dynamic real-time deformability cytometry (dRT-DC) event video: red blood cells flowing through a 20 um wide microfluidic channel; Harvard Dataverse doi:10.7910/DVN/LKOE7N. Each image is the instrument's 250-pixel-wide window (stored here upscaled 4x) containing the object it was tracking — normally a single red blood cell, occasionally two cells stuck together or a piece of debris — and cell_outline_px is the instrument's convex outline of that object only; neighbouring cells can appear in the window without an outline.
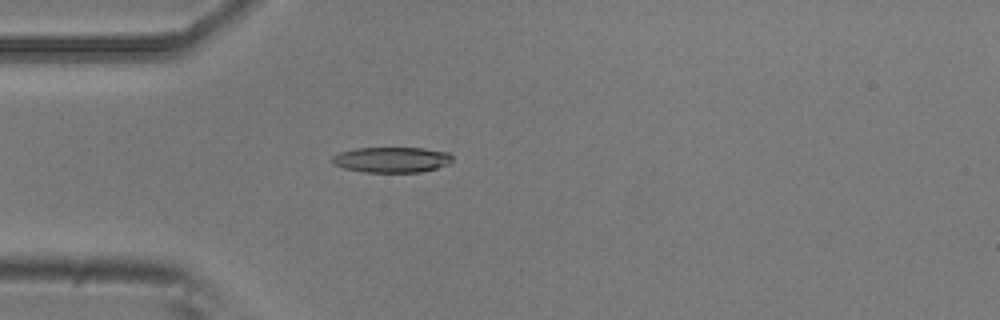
{"species": "common noctule bat (a hibernating species)", "species_latin": "Nyctalus noctula", "temperature_condition": "room temperature", "stored_images_in_passage": 4, "camera_frame_rate_fps": 3000, "um_per_image_px": 0.085, "animal": {"sex": "male", "body_mass_g": 20.5, "forearm_length_mm": 52.5}, "frame": {"image": 1, "passage_image": 4, "time_ms": 1.0, "image_size_px": [1000, 320], "cell_outline_px": [[452, 160], [448, 164], [436, 168], [420, 172], [364, 172], [344, 168], [336, 164], [332, 160], [332, 156], [340, 152], [356, 148], [424, 148], [448, 152], [452, 156]], "centroid_in_image_um": [33.31, 13.57], "position_along_channel_um": 51.7, "area_um2": 17.74}}